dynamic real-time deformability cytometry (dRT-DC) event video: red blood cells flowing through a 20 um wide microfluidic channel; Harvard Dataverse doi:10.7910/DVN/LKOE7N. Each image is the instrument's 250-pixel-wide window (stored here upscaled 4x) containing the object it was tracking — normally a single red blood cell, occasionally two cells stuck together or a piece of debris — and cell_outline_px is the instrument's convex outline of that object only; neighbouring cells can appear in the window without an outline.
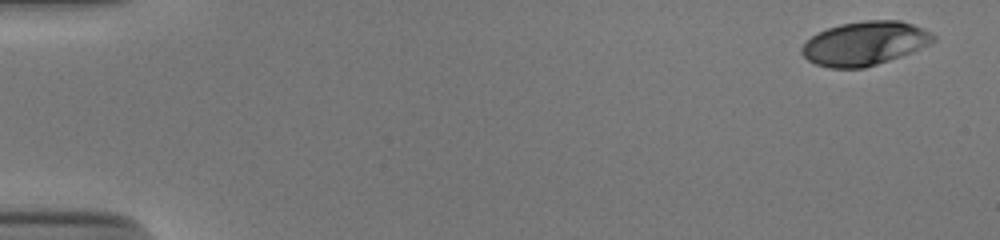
{"species": "human", "species_latin": "Homo sapiens", "temperature_condition": "cold", "stored_images_in_passage": 45, "camera_frame_rate_fps": 3000, "um_per_image_px": 0.085, "donor": {"sex": "male"}, "frame": {"image": 1, "passage_image": 1, "time_ms": 0.0, "image_size_px": [1000, 240], "cell_outline_px": [[936, 40], [912, 52], [864, 68], [828, 68], [816, 64], [808, 60], [800, 52], [800, 48], [816, 32], [840, 24], [864, 20], [900, 20], [912, 24], [932, 32], [936, 36]], "centroid_in_image_um": [73.49, 3.68], "position_along_channel_um": 11.5, "area_um2": 33.58}}
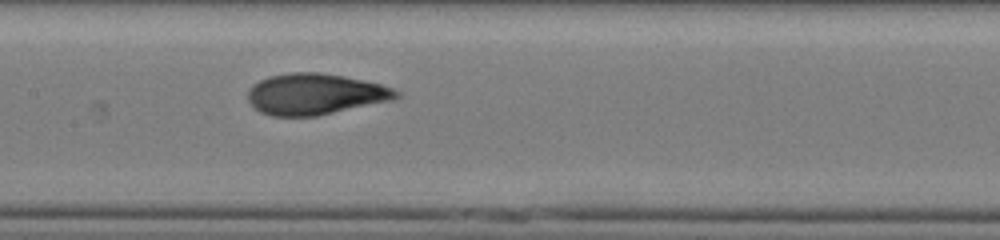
{"frame": {"image": 2, "passage_image": 26, "time_ms": 8.333, "image_size_px": [1000, 240], "cell_outline_px": [[400, 96], [396, 100], [316, 116], [272, 116], [260, 112], [248, 100], [248, 88], [252, 84], [268, 76], [288, 72], [320, 72], [344, 76], [380, 84], [392, 88], [400, 92]], "centroid_in_image_um": [26.8, 8.0], "position_along_channel_um": 180.6, "area_um2": 35.84}}
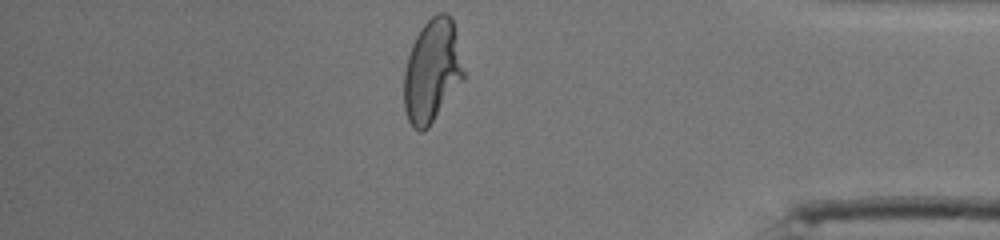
{"frame": {"image": 3, "passage_image": 45, "time_ms": 14.667, "image_size_px": [1000, 240], "cell_outline_px": [[464, 80], [428, 128], [424, 132], [420, 132], [412, 128], [408, 120], [404, 108], [404, 68], [412, 44], [420, 28], [436, 12], [448, 12], [452, 16], [464, 72]], "centroid_in_image_um": [36.72, 6.04], "position_along_channel_um": 398.5, "area_um2": 36.13}, "authors_computed_cell_mechanics": {"area_um2": 34.5066, "velocity_mm_per_s": 3.8819, "shape_relaxation_time_tau1_ms": 6.3687, "shape_relaxation_time_tau2_ms": 0.9764, "deformation_change_tau1": 0.2437, "deformation_change_tau2": 0.0675}}